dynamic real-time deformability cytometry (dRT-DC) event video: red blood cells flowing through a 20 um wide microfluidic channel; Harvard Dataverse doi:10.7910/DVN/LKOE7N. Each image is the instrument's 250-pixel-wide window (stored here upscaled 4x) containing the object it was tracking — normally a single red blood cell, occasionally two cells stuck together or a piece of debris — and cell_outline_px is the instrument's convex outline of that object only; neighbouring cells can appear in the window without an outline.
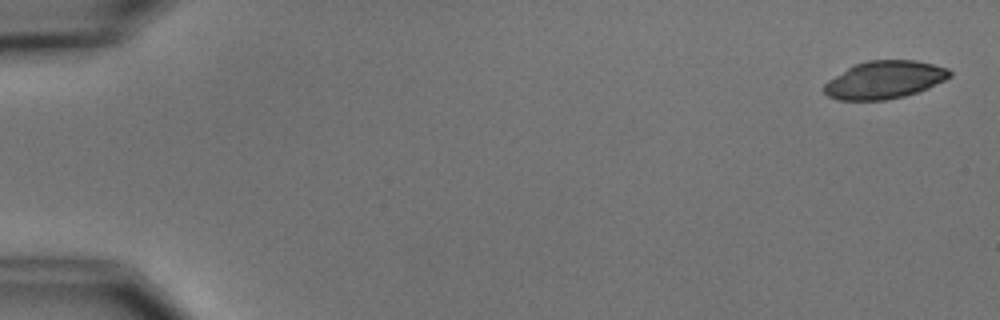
{"species": "common noctule bat (a hibernating species)", "species_latin": "Nyctalus noctula", "temperature_condition": "cold", "stored_images_in_passage": 5, "camera_frame_rate_fps": 3000, "um_per_image_px": 0.085, "animal": {"sex": "male", "body_mass_g": 15.6}, "frame": {"image": 1, "passage_image": 1, "time_ms": 0.0, "image_size_px": [1000, 320], "cell_outline_px": [[952, 76], [928, 88], [904, 96], [884, 100], [840, 100], [828, 96], [824, 92], [824, 84], [828, 80], [848, 68], [856, 64], [868, 60], [916, 60], [948, 68], [952, 72]], "centroid_in_image_um": [75.19, 6.78], "position_along_channel_um": 9.8, "area_um2": 27.46}}
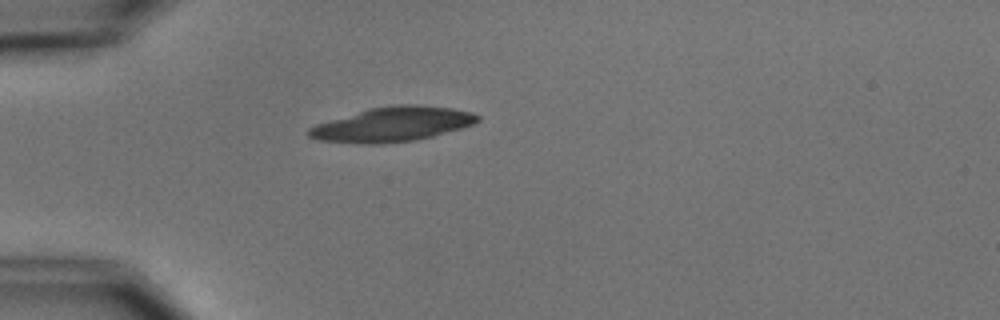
{"frame": {"image": 2, "passage_image": 5, "time_ms": 4.667, "image_size_px": [1000, 320], "cell_outline_px": [[480, 120], [472, 124], [460, 128], [432, 136], [412, 140], [380, 144], [364, 144], [320, 140], [308, 136], [308, 128], [316, 124], [368, 108], [392, 104], [416, 104], [452, 108], [472, 112], [480, 116]], "centroid_in_image_um": [33.35, 10.55], "position_along_channel_um": 51.7, "area_um2": 33.87}}